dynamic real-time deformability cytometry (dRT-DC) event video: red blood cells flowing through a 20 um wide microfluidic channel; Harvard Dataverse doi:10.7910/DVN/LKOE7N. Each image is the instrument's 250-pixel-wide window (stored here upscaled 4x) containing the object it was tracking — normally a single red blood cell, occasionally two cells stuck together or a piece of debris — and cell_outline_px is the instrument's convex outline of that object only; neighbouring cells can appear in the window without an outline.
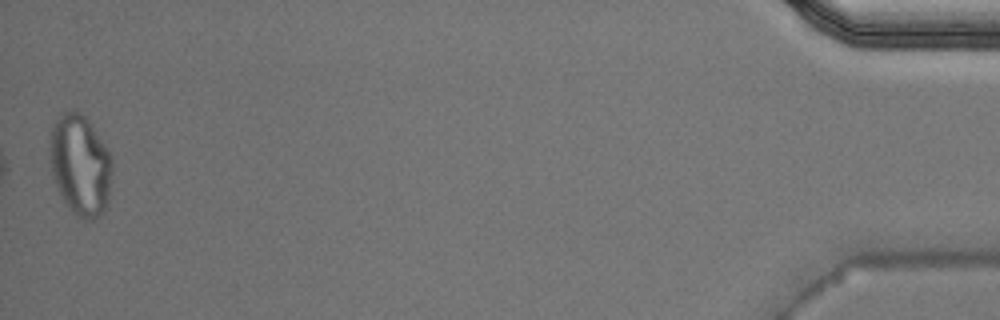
{"species": "Egyptian fruit bat (a non-hibernating species)", "species_latin": "Rousettus aegyptiacus", "temperature_condition": "warm", "stored_images_in_passage": 39, "camera_frame_rate_fps": 3000, "um_per_image_px": 0.085, "animal": {"sex": "male"}, "frame": {"image": 1, "passage_image": 39, "time_ms": 12.667, "image_size_px": [1000, 320], "cell_outline_px": [[112, 172], [108, 208], [104, 212], [92, 220], [84, 220], [76, 216], [64, 200], [56, 184], [52, 172], [52, 128], [60, 112], [80, 112], [92, 124], [112, 156]], "centroid_in_image_um": [6.89, 14.07], "position_along_channel_um": 428.3, "area_um2": 36.3}}